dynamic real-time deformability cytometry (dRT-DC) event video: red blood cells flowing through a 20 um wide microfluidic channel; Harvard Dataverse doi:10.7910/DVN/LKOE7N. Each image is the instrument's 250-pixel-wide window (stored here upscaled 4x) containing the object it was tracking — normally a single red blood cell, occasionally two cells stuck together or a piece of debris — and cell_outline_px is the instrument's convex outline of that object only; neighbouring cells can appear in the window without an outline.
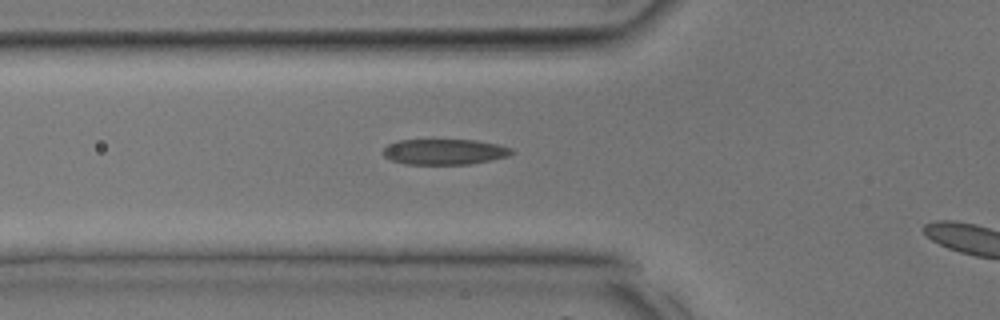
{"species": "common noctule bat (a hibernating species)", "species_latin": "Nyctalus noctula", "temperature_condition": "room temperature", "stored_images_in_passage": 8, "camera_frame_rate_fps": 3000, "um_per_image_px": 0.085, "animal": {"sex": "male", "body_mass_g": 17.9, "forearm_length_mm": 54.2}, "frame": {"image": 1, "passage_image": 7, "time_ms": 2.0, "image_size_px": [1000, 320], "cell_outline_px": [[516, 152], [508, 156], [468, 164], [404, 164], [392, 160], [384, 156], [384, 148], [388, 144], [400, 140], [476, 140], [500, 144], [512, 148]], "centroid_in_image_um": [37.81, 12.89], "position_along_channel_um": 88.0, "area_um2": 19.13}}